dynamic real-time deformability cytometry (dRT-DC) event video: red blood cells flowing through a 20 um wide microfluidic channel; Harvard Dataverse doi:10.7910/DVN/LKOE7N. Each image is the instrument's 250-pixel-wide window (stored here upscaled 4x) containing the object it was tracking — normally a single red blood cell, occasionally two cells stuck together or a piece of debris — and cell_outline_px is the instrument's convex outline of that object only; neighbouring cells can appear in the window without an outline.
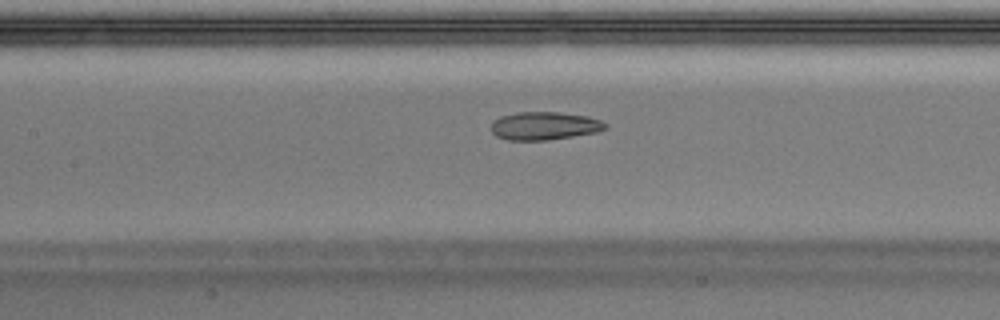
{"species": "Egyptian fruit bat (a non-hibernating species)", "species_latin": "Rousettus aegyptiacus", "temperature_condition": "warm", "stored_images_in_passage": 35, "camera_frame_rate_fps": 3000, "um_per_image_px": 0.085, "animal": {"sex": "male"}, "frame": {"image": 1, "passage_image": 8, "time_ms": 2.333, "image_size_px": [1000, 320], "cell_outline_px": [[608, 128], [600, 132], [548, 140], [508, 140], [496, 136], [492, 132], [492, 120], [500, 116], [516, 112], [560, 112], [588, 116], [600, 120], [608, 124]], "centroid_in_image_um": [46.31, 10.69], "position_along_channel_um": 161.1, "area_um2": 18.96}}
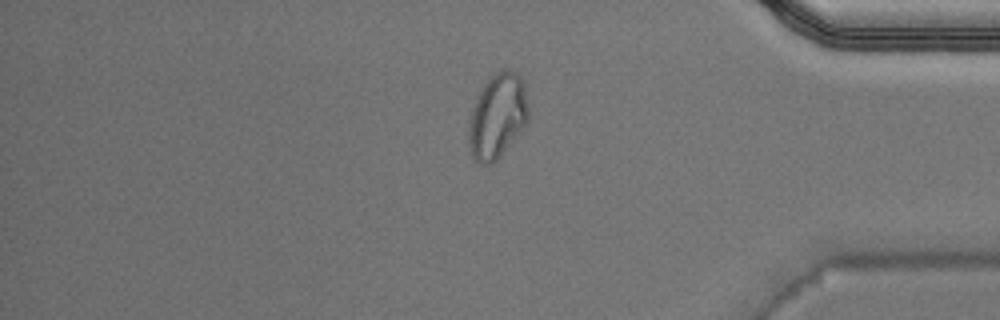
{"frame": {"image": 2, "passage_image": 27, "time_ms": 8.667, "image_size_px": [1000, 320], "cell_outline_px": [[528, 120], [500, 156], [492, 164], [480, 164], [472, 156], [468, 144], [468, 128], [472, 108], [488, 76], [500, 68], [508, 68], [516, 72], [520, 76], [524, 84], [528, 108]], "centroid_in_image_um": [42.26, 9.82], "position_along_channel_um": 392.9, "area_um2": 29.48}}
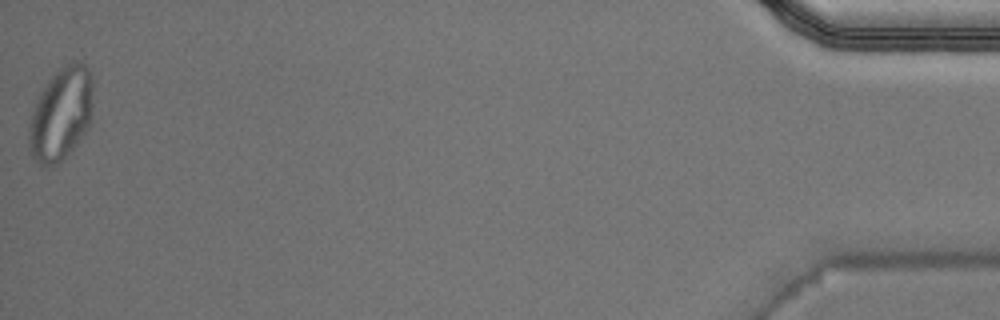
{"frame": {"image": 3, "passage_image": 35, "time_ms": 11.333, "image_size_px": [1000, 320], "cell_outline_px": [[92, 120], [88, 128], [76, 144], [60, 164], [40, 164], [32, 156], [28, 148], [28, 128], [32, 112], [40, 92], [52, 76], [60, 68], [72, 60], [76, 60], [84, 64], [88, 68], [92, 80]], "centroid_in_image_um": [5.19, 9.69], "position_along_channel_um": 430.0, "area_um2": 34.8}, "authors_computed_cell_mechanics": {"area_um2": 20.0566, "velocity_mm_per_s": 4.028, "shape_relaxation_time_tau1_ms": null, "shape_relaxation_time_tau2_ms": 1.7439, "deformation_change_tau1": null, "deformation_change_tau2": 0.0698}}